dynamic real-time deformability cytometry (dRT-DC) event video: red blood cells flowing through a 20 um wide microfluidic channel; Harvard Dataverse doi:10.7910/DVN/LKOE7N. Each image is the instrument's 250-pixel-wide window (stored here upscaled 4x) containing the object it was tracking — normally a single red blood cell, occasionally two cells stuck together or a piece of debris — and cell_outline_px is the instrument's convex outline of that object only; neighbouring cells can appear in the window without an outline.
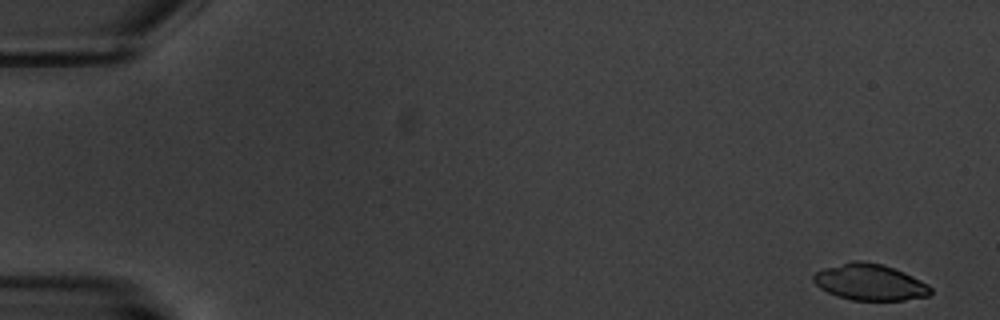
{"species": "common noctule bat (a hibernating species)", "species_latin": "Nyctalus noctula", "temperature_condition": "warm", "stored_images_in_passage": 5, "camera_frame_rate_fps": 3000, "um_per_image_px": 0.085, "animal": {"sex": "male", "body_mass_g": 20.1, "forearm_length_mm": 53.5}, "frame": {"image": 1, "passage_image": 1, "time_ms": 0.0, "image_size_px": [1000, 320], "cell_outline_px": [[932, 292], [928, 296], [904, 300], [852, 300], [836, 296], [820, 288], [812, 280], [812, 276], [816, 272], [824, 268], [852, 260], [860, 260], [880, 264], [904, 272], [928, 284], [932, 288]], "centroid_in_image_um": [73.93, 23.99], "position_along_channel_um": 11.1, "area_um2": 24.74}}
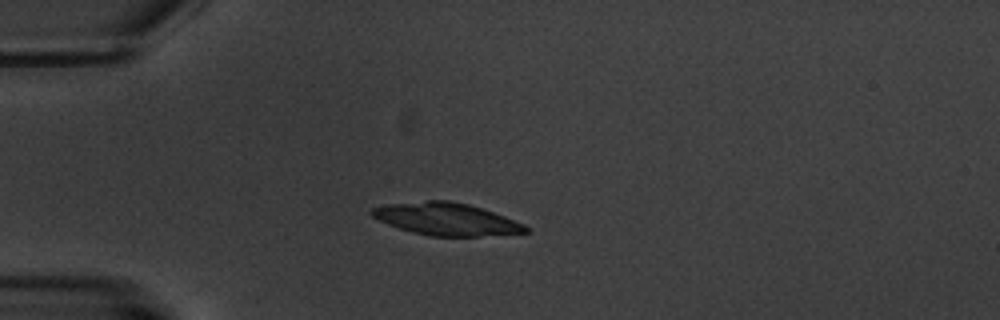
{"frame": {"image": 2, "passage_image": 5, "time_ms": 4.667, "image_size_px": [1000, 320], "cell_outline_px": [[532, 232], [480, 236], [428, 236], [412, 232], [388, 224], [372, 216], [368, 212], [372, 208], [388, 204], [428, 200], [448, 200], [468, 204], [504, 216], [524, 224]], "centroid_in_image_um": [37.94, 18.62], "position_along_channel_um": 47.1, "area_um2": 28.84}}